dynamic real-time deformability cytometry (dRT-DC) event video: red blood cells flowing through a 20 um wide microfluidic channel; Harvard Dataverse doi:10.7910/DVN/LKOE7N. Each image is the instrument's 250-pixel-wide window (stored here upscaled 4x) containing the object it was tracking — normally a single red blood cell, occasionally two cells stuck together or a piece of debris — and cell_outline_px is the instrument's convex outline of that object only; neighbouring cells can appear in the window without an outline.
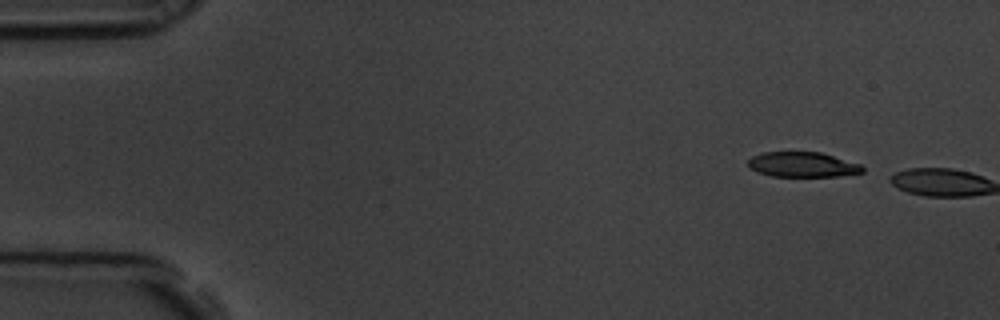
{"species": "common noctule bat (a hibernating species)", "species_latin": "Nyctalus noctula", "temperature_condition": "room temperature", "stored_images_in_passage": 2, "camera_frame_rate_fps": 3000, "um_per_image_px": 0.085, "animal": {"sex": "male", "body_mass_g": 19.5, "forearm_length_mm": 54.6}, "frame": {"image": 1, "passage_image": 1, "time_ms": 0.0, "image_size_px": [1000, 320], "cell_outline_px": [[864, 172], [840, 176], [772, 176], [756, 172], [748, 168], [748, 160], [752, 156], [764, 152], [820, 152], [860, 164], [864, 168]], "centroid_in_image_um": [68.19, 13.99], "position_along_channel_um": 16.8, "area_um2": 16.7}}